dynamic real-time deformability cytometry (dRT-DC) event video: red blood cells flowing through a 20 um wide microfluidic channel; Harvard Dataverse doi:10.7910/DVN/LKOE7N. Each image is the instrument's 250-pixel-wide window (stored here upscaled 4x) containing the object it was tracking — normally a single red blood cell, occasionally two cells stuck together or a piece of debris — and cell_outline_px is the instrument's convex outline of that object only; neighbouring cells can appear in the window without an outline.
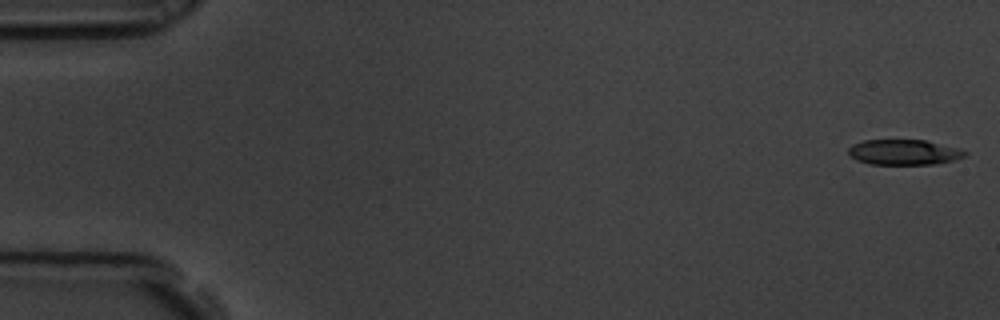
{"species": "common noctule bat (a hibernating species)", "species_latin": "Nyctalus noctula", "temperature_condition": "room temperature", "stored_images_in_passage": 59, "camera_frame_rate_fps": 3000, "um_per_image_px": 0.085, "animal": {"sex": "male", "body_mass_g": 19.5, "forearm_length_mm": 54.6}, "frame": {"image": 1, "passage_image": 1, "time_ms": 0.0, "image_size_px": [1000, 320], "cell_outline_px": [[968, 156], [936, 164], [868, 164], [856, 160], [848, 156], [848, 148], [852, 144], [864, 140], [924, 140], [956, 148], [968, 152]], "centroid_in_image_um": [76.78, 12.94], "position_along_channel_um": 8.2, "area_um2": 17.22}}
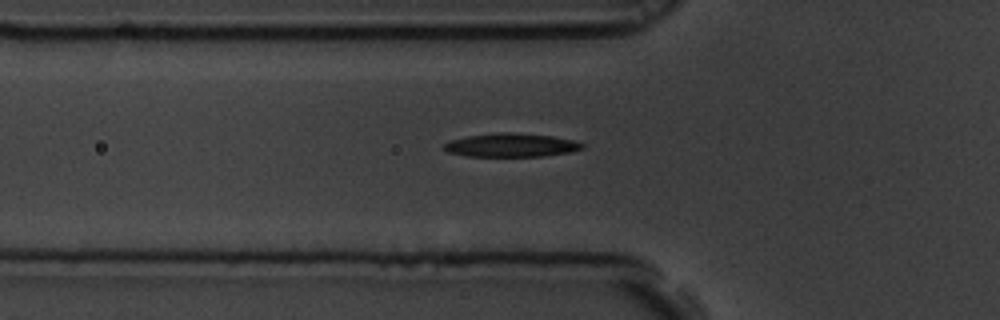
{"frame": {"image": 2, "passage_image": 20, "time_ms": 6.333, "image_size_px": [1000, 320], "cell_outline_px": [[584, 148], [572, 152], [544, 156], [468, 156], [448, 152], [444, 148], [444, 144], [448, 140], [468, 136], [500, 132], [508, 132], [552, 136], [572, 140], [584, 144]], "centroid_in_image_um": [43.46, 12.34], "position_along_channel_um": 82.3, "area_um2": 18.9}}
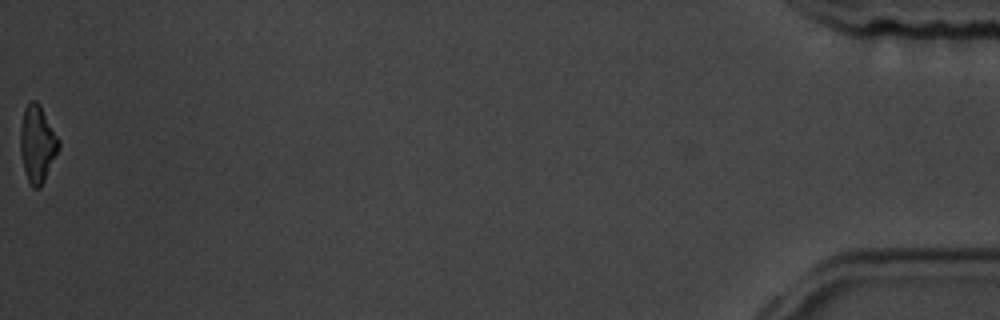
{"frame": {"image": 3, "passage_image": 59, "time_ms": 19.333, "image_size_px": [1000, 320], "cell_outline_px": [[60, 148], [40, 188], [32, 188], [28, 184], [24, 172], [20, 152], [20, 128], [24, 108], [32, 100], [36, 100], [40, 104], [60, 140]], "centroid_in_image_um": [3.17, 12.25], "position_along_channel_um": 432.0, "area_um2": 17.46}, "authors_computed_cell_mechanics": {"area_um2": 18.8428, "velocity_mm_per_s": 3.4636, "shape_relaxation_time_tau1_ms": 4.7132, "shape_relaxation_time_tau2_ms": null, "deformation_change_tau1": 0.1756, "deformation_change_tau2": null}}